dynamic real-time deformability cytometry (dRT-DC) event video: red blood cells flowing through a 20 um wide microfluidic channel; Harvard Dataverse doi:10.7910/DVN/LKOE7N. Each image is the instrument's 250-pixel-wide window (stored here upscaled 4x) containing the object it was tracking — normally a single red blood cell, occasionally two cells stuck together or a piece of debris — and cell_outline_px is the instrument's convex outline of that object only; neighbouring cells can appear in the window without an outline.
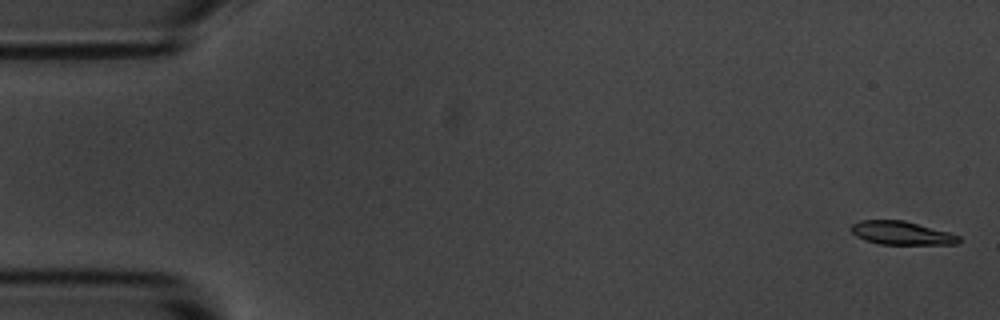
{"species": "common noctule bat (a hibernating species)", "species_latin": "Nyctalus noctula", "temperature_condition": "room temperature", "stored_images_in_passage": 5, "camera_frame_rate_fps": 3000, "um_per_image_px": 0.085, "animal": {"sex": "male", "body_mass_g": 20.1, "forearm_length_mm": 53.5}, "frame": {"image": 1, "passage_image": 1, "time_ms": 0.0, "image_size_px": [1000, 320], "cell_outline_px": [[960, 240], [956, 244], [880, 244], [864, 240], [856, 236], [848, 228], [852, 224], [860, 220], [904, 220], [948, 232], [960, 236]], "centroid_in_image_um": [76.58, 19.8], "position_along_channel_um": 8.4, "area_um2": 14.68}}
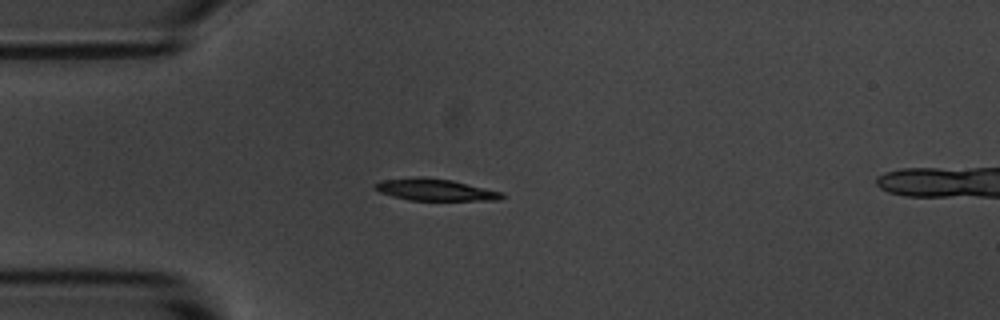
{"frame": {"image": 2, "passage_image": 5, "time_ms": 4.333, "image_size_px": [1000, 320], "cell_outline_px": [[504, 196], [500, 200], [408, 200], [392, 196], [380, 192], [372, 188], [372, 184], [380, 180], [416, 176], [424, 176], [452, 180], [504, 192]], "centroid_in_image_um": [36.94, 16.11], "position_along_channel_um": 48.1, "area_um2": 16.47}}